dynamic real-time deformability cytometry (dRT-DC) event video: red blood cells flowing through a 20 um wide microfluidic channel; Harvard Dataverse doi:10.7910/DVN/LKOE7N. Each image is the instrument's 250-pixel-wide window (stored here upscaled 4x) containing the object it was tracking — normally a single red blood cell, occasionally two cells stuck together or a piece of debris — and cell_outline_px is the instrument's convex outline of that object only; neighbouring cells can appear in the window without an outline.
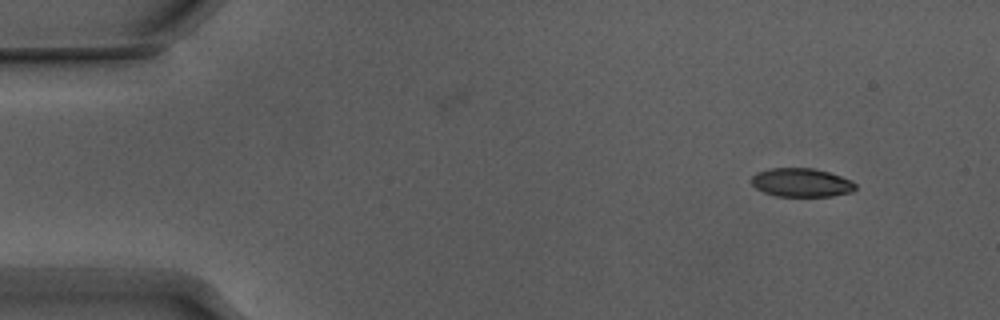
{"species": "Egyptian fruit bat (a non-hibernating species)", "species_latin": "Rousettus aegyptiacus", "temperature_condition": "warm", "stored_images_in_passage": 50, "camera_frame_rate_fps": 3000, "um_per_image_px": 0.085, "animal": {"sex": "male"}, "frame": {"image": 1, "passage_image": 1, "time_ms": 0.0, "image_size_px": [1000, 320], "cell_outline_px": [[856, 188], [852, 192], [832, 196], [776, 196], [764, 192], [756, 188], [752, 184], [752, 176], [756, 172], [768, 168], [812, 168], [828, 172], [852, 180], [856, 184]], "centroid_in_image_um": [68.12, 15.51], "position_along_channel_um": 16.9, "area_um2": 17.4}}
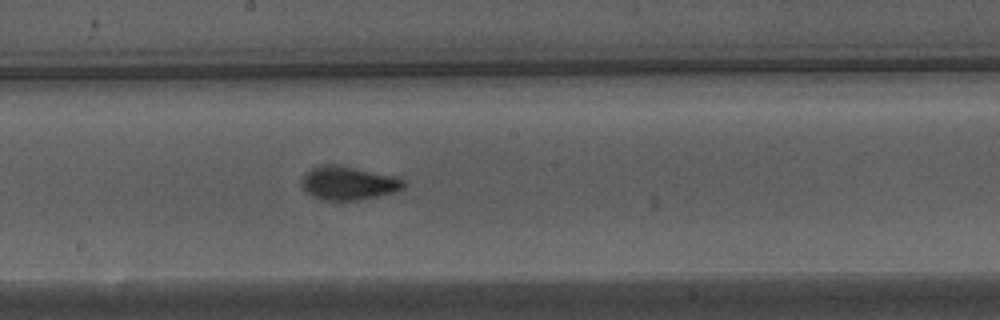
{"frame": {"image": 2, "passage_image": 25, "time_ms": 8.0, "image_size_px": [1000, 320], "cell_outline_px": [[408, 184], [404, 188], [392, 192], [376, 196], [356, 200], [324, 200], [312, 196], [300, 184], [304, 176], [312, 168], [320, 164], [336, 164], [396, 176], [404, 180]], "centroid_in_image_um": [29.63, 15.55], "position_along_channel_um": 218.6, "area_um2": 19.83}}
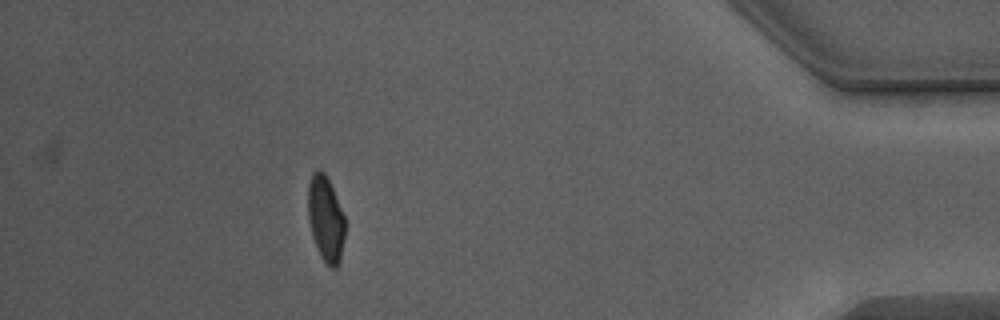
{"frame": {"image": 3, "passage_image": 44, "time_ms": 14.333, "image_size_px": [1000, 320], "cell_outline_px": [[344, 236], [340, 260], [336, 268], [328, 268], [320, 256], [312, 236], [308, 220], [308, 184], [312, 172], [316, 168], [320, 168], [324, 172], [332, 188], [344, 216]], "centroid_in_image_um": [27.66, 18.6], "position_along_channel_um": 407.5, "area_um2": 18.5}, "authors_computed_cell_mechanics": {"area_um2": 19.1318, "velocity_mm_per_s": 3.8418, "shape_relaxation_time_tau1_ms": 3.1697, "shape_relaxation_time_tau2_ms": 0.8111, "deformation_change_tau1": 0.1559, "deformation_change_tau2": 0.0565}}